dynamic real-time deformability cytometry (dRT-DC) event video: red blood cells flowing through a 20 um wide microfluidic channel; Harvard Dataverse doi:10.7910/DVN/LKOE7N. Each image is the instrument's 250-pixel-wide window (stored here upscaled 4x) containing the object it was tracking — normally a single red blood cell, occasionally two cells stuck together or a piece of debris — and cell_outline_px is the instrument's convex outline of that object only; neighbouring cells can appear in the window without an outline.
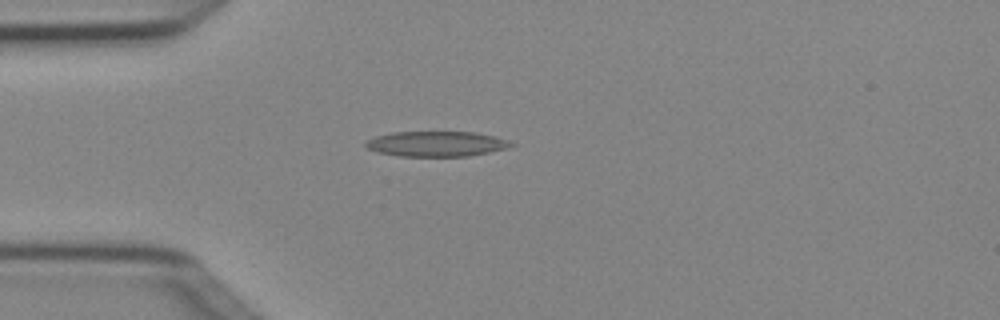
{"species": "Egyptian fruit bat (a non-hibernating species)", "species_latin": "Rousettus aegyptiacus", "temperature_condition": "cold", "stored_images_in_passage": 4, "camera_frame_rate_fps": 3000, "um_per_image_px": 0.085, "animal": {"sex": "female"}, "frame": {"image": 1, "passage_image": 3, "time_ms": 0.667, "image_size_px": [1000, 320], "cell_outline_px": [[516, 144], [508, 148], [468, 156], [400, 156], [380, 152], [368, 148], [364, 144], [368, 140], [376, 136], [392, 132], [476, 132], [492, 136]], "centroid_in_image_um": [37.09, 12.22], "position_along_channel_um": 47.9, "area_um2": 21.04}}